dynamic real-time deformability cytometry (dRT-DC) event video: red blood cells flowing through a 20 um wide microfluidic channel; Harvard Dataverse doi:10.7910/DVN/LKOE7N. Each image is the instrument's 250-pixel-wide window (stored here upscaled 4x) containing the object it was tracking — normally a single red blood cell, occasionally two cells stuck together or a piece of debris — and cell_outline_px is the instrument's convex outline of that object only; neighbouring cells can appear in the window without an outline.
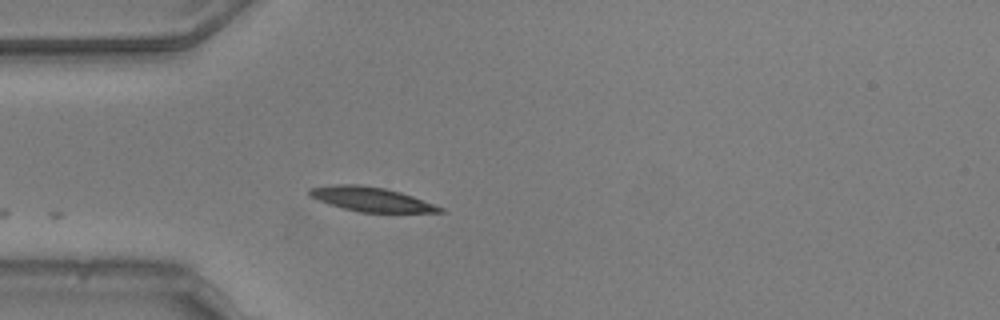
{"species": "common noctule bat (a hibernating species)", "species_latin": "Nyctalus noctula", "temperature_condition": "warm", "stored_images_in_passage": 29, "camera_frame_rate_fps": 3000, "um_per_image_px": 0.085, "animal": {"sex": "male", "body_mass_g": 20.5, "forearm_length_mm": 52.5}, "frame": {"image": 1, "passage_image": 1, "time_ms": 0.0, "image_size_px": [1000, 320], "cell_outline_px": [[444, 212], [360, 212], [328, 204], [308, 196], [308, 188], [332, 184], [360, 184], [384, 188], [400, 192], [412, 196], [444, 208]], "centroid_in_image_um": [31.48, 16.92], "position_along_channel_um": 53.5, "area_um2": 18.44}}